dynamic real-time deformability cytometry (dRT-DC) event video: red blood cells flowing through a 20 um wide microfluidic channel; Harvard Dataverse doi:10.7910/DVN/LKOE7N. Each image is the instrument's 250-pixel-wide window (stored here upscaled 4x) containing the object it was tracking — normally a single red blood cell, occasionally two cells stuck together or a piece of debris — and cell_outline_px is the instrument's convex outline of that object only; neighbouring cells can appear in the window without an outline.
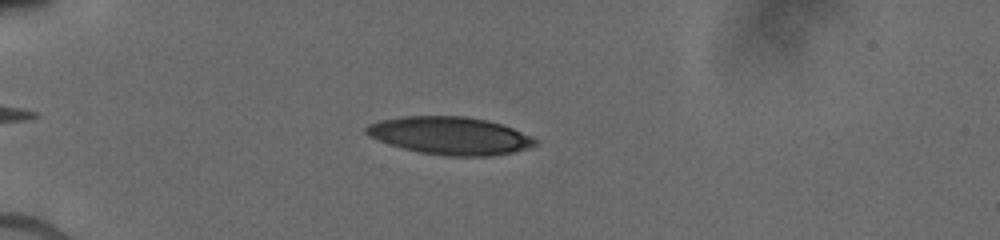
{"species": "human", "species_latin": "Homo sapiens", "temperature_condition": "cold", "stored_images_in_passage": 12, "camera_frame_rate_fps": 3000, "um_per_image_px": 0.085, "donor": {"sex": "male"}, "frame": {"image": 1, "passage_image": 8, "time_ms": 2.333, "image_size_px": [1000, 240], "cell_outline_px": [[540, 140], [536, 144], [528, 148], [512, 152], [488, 156], [444, 156], [420, 152], [400, 148], [388, 144], [368, 136], [364, 132], [364, 128], [368, 124], [380, 120], [404, 116], [464, 116], [488, 120], [512, 128], [532, 136]], "centroid_in_image_um": [38.23, 11.53], "position_along_channel_um": 46.8, "area_um2": 37.34}}
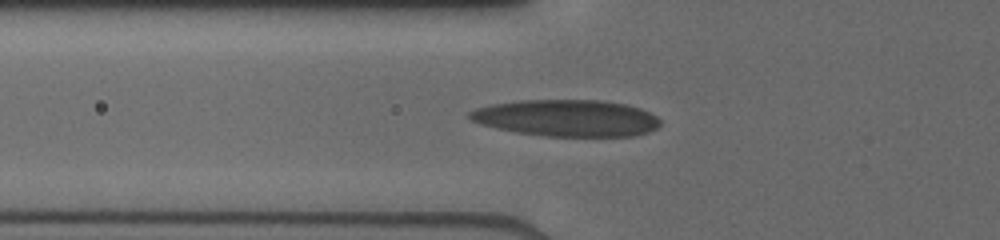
{"frame": {"image": 2, "passage_image": 11, "time_ms": 4.0, "image_size_px": [1000, 240], "cell_outline_px": [[660, 124], [656, 128], [648, 132], [636, 136], [544, 136], [516, 132], [496, 128], [480, 124], [472, 120], [468, 116], [468, 112], [476, 108], [492, 104], [520, 100], [600, 100], [624, 104], [640, 108], [656, 116], [660, 120]], "centroid_in_image_um": [48.16, 10.03], "position_along_channel_um": 77.6, "area_um2": 40.75}}